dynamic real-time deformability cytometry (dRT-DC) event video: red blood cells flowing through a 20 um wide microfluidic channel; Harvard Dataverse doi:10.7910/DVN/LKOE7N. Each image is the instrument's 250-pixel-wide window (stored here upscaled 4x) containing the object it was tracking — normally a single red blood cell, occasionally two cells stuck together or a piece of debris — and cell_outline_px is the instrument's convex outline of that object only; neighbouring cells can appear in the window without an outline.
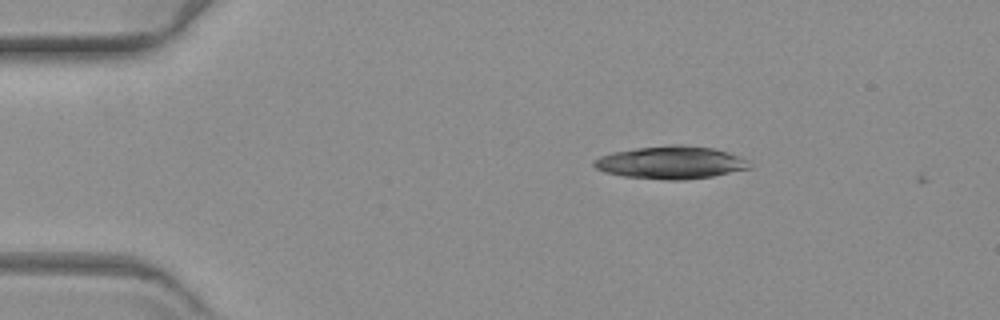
{"species": "common noctule bat (a hibernating species)", "species_latin": "Nyctalus noctula", "temperature_condition": "warm", "stored_images_in_passage": 3, "camera_frame_rate_fps": 3000, "um_per_image_px": 0.085, "animal": {"sex": "female", "body_mass_g": 19.3, "forearm_length_mm": 54.1}, "frame": {"image": 1, "passage_image": 2, "time_ms": 0.333, "image_size_px": [1000, 320], "cell_outline_px": [[748, 168], [712, 176], [684, 180], [668, 180], [624, 176], [604, 172], [596, 168], [592, 164], [592, 160], [600, 156], [612, 152], [636, 148], [672, 144], [680, 144], [712, 148], [728, 152], [744, 160]], "centroid_in_image_um": [56.91, 13.81], "position_along_channel_um": 28.1, "area_um2": 29.25}}